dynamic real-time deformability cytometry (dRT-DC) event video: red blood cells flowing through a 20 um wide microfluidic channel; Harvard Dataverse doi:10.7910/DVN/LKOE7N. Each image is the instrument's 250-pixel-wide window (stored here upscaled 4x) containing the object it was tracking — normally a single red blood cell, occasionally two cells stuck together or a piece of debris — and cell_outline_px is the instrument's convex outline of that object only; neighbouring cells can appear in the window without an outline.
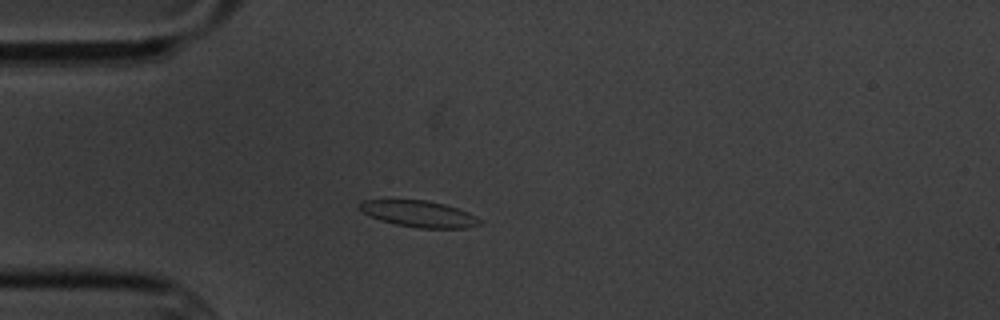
{"species": "common noctule bat (a hibernating species)", "species_latin": "Nyctalus noctula", "temperature_condition": "cold", "stored_images_in_passage": 5, "camera_frame_rate_fps": 3000, "um_per_image_px": 0.085, "animal": {"sex": "male", "body_mass_g": 20.1, "forearm_length_mm": 53.5}, "frame": {"image": 1, "passage_image": 3, "time_ms": 2.667, "image_size_px": [1000, 320], "cell_outline_px": [[484, 224], [464, 228], [420, 228], [396, 224], [380, 220], [364, 212], [360, 208], [360, 204], [364, 200], [424, 200], [444, 204], [468, 212], [476, 216]], "centroid_in_image_um": [35.67, 18.18], "position_along_channel_um": 49.3, "area_um2": 18.15}}
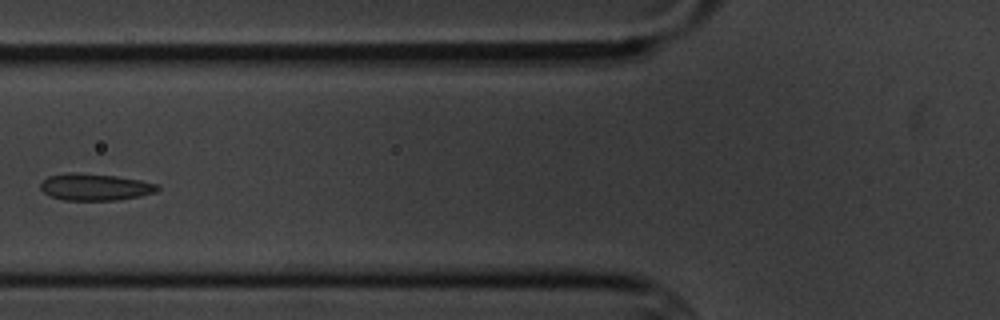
{"frame": {"image": 2, "passage_image": 5, "time_ms": 5.0, "image_size_px": [1000, 320], "cell_outline_px": [[160, 188], [156, 192], [140, 196], [120, 200], [64, 200], [52, 196], [44, 192], [40, 188], [40, 184], [48, 176], [68, 172], [76, 172], [116, 176], [140, 180], [160, 184]], "centroid_in_image_um": [8.11, 15.89], "position_along_channel_um": 117.7, "area_um2": 18.38}}